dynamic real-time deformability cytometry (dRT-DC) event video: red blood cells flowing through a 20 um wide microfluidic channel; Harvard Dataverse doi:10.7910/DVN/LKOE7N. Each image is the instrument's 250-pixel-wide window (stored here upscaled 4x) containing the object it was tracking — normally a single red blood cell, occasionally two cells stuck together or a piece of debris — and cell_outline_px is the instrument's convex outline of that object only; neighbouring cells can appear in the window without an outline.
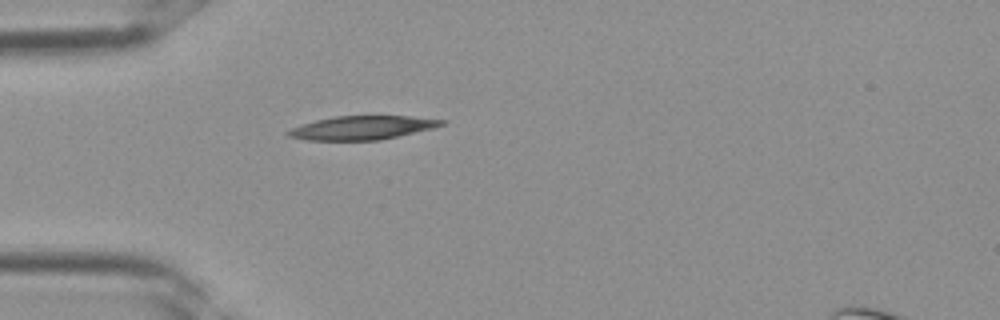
{"species": "Egyptian fruit bat (a non-hibernating species)", "species_latin": "Rousettus aegyptiacus", "temperature_condition": "room temperature", "stored_images_in_passage": 27, "camera_frame_rate_fps": 3000, "um_per_image_px": 0.085, "frame": {"image": 1, "passage_image": 1, "time_ms": 0.0, "image_size_px": [1000, 320], "cell_outline_px": [[448, 120], [444, 124], [432, 128], [380, 140], [304, 140], [288, 136], [284, 132], [292, 128], [316, 120], [332, 116], [408, 116]], "centroid_in_image_um": [30.76, 10.85], "position_along_channel_um": 54.2, "area_um2": 21.04}}
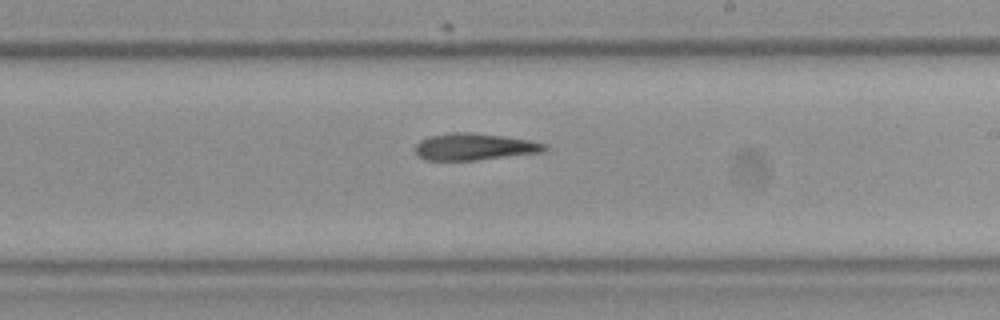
{"frame": {"image": 2, "passage_image": 12, "time_ms": 3.667, "image_size_px": [1000, 320], "cell_outline_px": [[548, 148], [540, 152], [476, 160], [424, 160], [416, 156], [416, 144], [420, 140], [428, 136], [452, 132], [472, 132], [504, 136], [528, 140], [544, 144]], "centroid_in_image_um": [40.24, 12.47], "position_along_channel_um": 248.8, "area_um2": 20.11}}
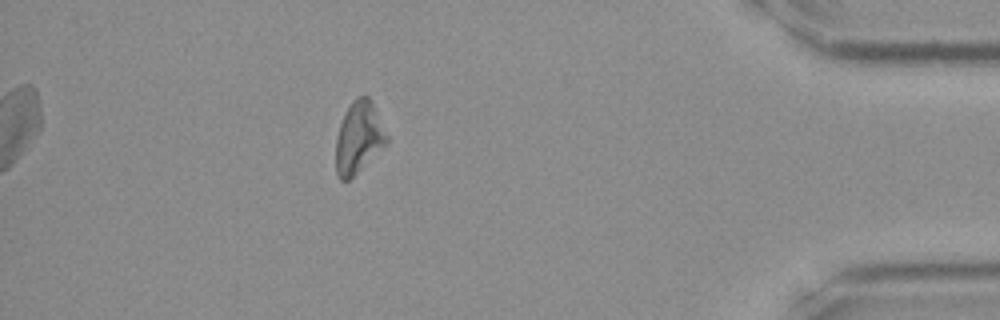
{"frame": {"image": 3, "passage_image": 23, "time_ms": 7.333, "image_size_px": [1000, 320], "cell_outline_px": [[388, 144], [348, 180], [340, 180], [336, 172], [336, 136], [340, 124], [352, 100], [356, 96], [368, 96], [388, 136]], "centroid_in_image_um": [30.48, 11.71], "position_along_channel_um": 404.7, "area_um2": 20.92}}